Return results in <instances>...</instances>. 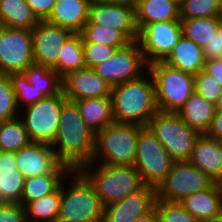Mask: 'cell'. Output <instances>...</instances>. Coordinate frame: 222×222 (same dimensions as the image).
Returning a JSON list of instances; mask_svg holds the SVG:
<instances>
[{
  "mask_svg": "<svg viewBox=\"0 0 222 222\" xmlns=\"http://www.w3.org/2000/svg\"><path fill=\"white\" fill-rule=\"evenodd\" d=\"M57 159L71 170L91 162L95 149V134L85 125L74 101L62 104L56 137L51 144Z\"/></svg>",
  "mask_w": 222,
  "mask_h": 222,
  "instance_id": "obj_1",
  "label": "cell"
},
{
  "mask_svg": "<svg viewBox=\"0 0 222 222\" xmlns=\"http://www.w3.org/2000/svg\"><path fill=\"white\" fill-rule=\"evenodd\" d=\"M147 74L112 87L114 122L148 126L150 119L159 111L154 80L148 70Z\"/></svg>",
  "mask_w": 222,
  "mask_h": 222,
  "instance_id": "obj_2",
  "label": "cell"
},
{
  "mask_svg": "<svg viewBox=\"0 0 222 222\" xmlns=\"http://www.w3.org/2000/svg\"><path fill=\"white\" fill-rule=\"evenodd\" d=\"M78 171L92 185L103 207L118 202L145 186L134 165H98L90 162L82 165Z\"/></svg>",
  "mask_w": 222,
  "mask_h": 222,
  "instance_id": "obj_3",
  "label": "cell"
},
{
  "mask_svg": "<svg viewBox=\"0 0 222 222\" xmlns=\"http://www.w3.org/2000/svg\"><path fill=\"white\" fill-rule=\"evenodd\" d=\"M65 179H70V183ZM102 221L103 205L92 185L78 170H71L61 182V204L57 222Z\"/></svg>",
  "mask_w": 222,
  "mask_h": 222,
  "instance_id": "obj_4",
  "label": "cell"
},
{
  "mask_svg": "<svg viewBox=\"0 0 222 222\" xmlns=\"http://www.w3.org/2000/svg\"><path fill=\"white\" fill-rule=\"evenodd\" d=\"M143 126L113 122L95 135L91 162L106 165H134L139 131Z\"/></svg>",
  "mask_w": 222,
  "mask_h": 222,
  "instance_id": "obj_5",
  "label": "cell"
},
{
  "mask_svg": "<svg viewBox=\"0 0 222 222\" xmlns=\"http://www.w3.org/2000/svg\"><path fill=\"white\" fill-rule=\"evenodd\" d=\"M155 84L156 104L160 112L178 113L195 92L194 76L163 61L148 65Z\"/></svg>",
  "mask_w": 222,
  "mask_h": 222,
  "instance_id": "obj_6",
  "label": "cell"
},
{
  "mask_svg": "<svg viewBox=\"0 0 222 222\" xmlns=\"http://www.w3.org/2000/svg\"><path fill=\"white\" fill-rule=\"evenodd\" d=\"M149 129L175 161H188L201 133L190 128L177 113L158 111L148 123Z\"/></svg>",
  "mask_w": 222,
  "mask_h": 222,
  "instance_id": "obj_7",
  "label": "cell"
},
{
  "mask_svg": "<svg viewBox=\"0 0 222 222\" xmlns=\"http://www.w3.org/2000/svg\"><path fill=\"white\" fill-rule=\"evenodd\" d=\"M175 160L148 126L138 135L134 167L140 173L145 186L157 188L170 172Z\"/></svg>",
  "mask_w": 222,
  "mask_h": 222,
  "instance_id": "obj_8",
  "label": "cell"
},
{
  "mask_svg": "<svg viewBox=\"0 0 222 222\" xmlns=\"http://www.w3.org/2000/svg\"><path fill=\"white\" fill-rule=\"evenodd\" d=\"M66 100L62 91L20 110L19 117L31 142L48 145L53 143L60 122L62 104Z\"/></svg>",
  "mask_w": 222,
  "mask_h": 222,
  "instance_id": "obj_9",
  "label": "cell"
},
{
  "mask_svg": "<svg viewBox=\"0 0 222 222\" xmlns=\"http://www.w3.org/2000/svg\"><path fill=\"white\" fill-rule=\"evenodd\" d=\"M214 181L189 161H175L156 188V199L180 202L194 192L209 188Z\"/></svg>",
  "mask_w": 222,
  "mask_h": 222,
  "instance_id": "obj_10",
  "label": "cell"
},
{
  "mask_svg": "<svg viewBox=\"0 0 222 222\" xmlns=\"http://www.w3.org/2000/svg\"><path fill=\"white\" fill-rule=\"evenodd\" d=\"M111 87L139 78L148 64L137 40L119 48L113 57L93 68ZM146 70V71H144Z\"/></svg>",
  "mask_w": 222,
  "mask_h": 222,
  "instance_id": "obj_11",
  "label": "cell"
},
{
  "mask_svg": "<svg viewBox=\"0 0 222 222\" xmlns=\"http://www.w3.org/2000/svg\"><path fill=\"white\" fill-rule=\"evenodd\" d=\"M33 64L32 32L0 27V75L23 73Z\"/></svg>",
  "mask_w": 222,
  "mask_h": 222,
  "instance_id": "obj_12",
  "label": "cell"
},
{
  "mask_svg": "<svg viewBox=\"0 0 222 222\" xmlns=\"http://www.w3.org/2000/svg\"><path fill=\"white\" fill-rule=\"evenodd\" d=\"M182 36L180 20L154 22L145 25L139 32L137 41L146 63L164 61Z\"/></svg>",
  "mask_w": 222,
  "mask_h": 222,
  "instance_id": "obj_13",
  "label": "cell"
},
{
  "mask_svg": "<svg viewBox=\"0 0 222 222\" xmlns=\"http://www.w3.org/2000/svg\"><path fill=\"white\" fill-rule=\"evenodd\" d=\"M17 170L25 179L46 174H69L71 169L56 157L51 145L31 142L15 153Z\"/></svg>",
  "mask_w": 222,
  "mask_h": 222,
  "instance_id": "obj_14",
  "label": "cell"
},
{
  "mask_svg": "<svg viewBox=\"0 0 222 222\" xmlns=\"http://www.w3.org/2000/svg\"><path fill=\"white\" fill-rule=\"evenodd\" d=\"M88 21L118 30L130 42L138 38L134 7L92 0L89 6Z\"/></svg>",
  "mask_w": 222,
  "mask_h": 222,
  "instance_id": "obj_15",
  "label": "cell"
},
{
  "mask_svg": "<svg viewBox=\"0 0 222 222\" xmlns=\"http://www.w3.org/2000/svg\"><path fill=\"white\" fill-rule=\"evenodd\" d=\"M31 32L34 64L53 69L64 43L73 33L47 21H39Z\"/></svg>",
  "mask_w": 222,
  "mask_h": 222,
  "instance_id": "obj_16",
  "label": "cell"
},
{
  "mask_svg": "<svg viewBox=\"0 0 222 222\" xmlns=\"http://www.w3.org/2000/svg\"><path fill=\"white\" fill-rule=\"evenodd\" d=\"M156 201V188L144 186L124 199L103 207L102 222H134L149 213Z\"/></svg>",
  "mask_w": 222,
  "mask_h": 222,
  "instance_id": "obj_17",
  "label": "cell"
},
{
  "mask_svg": "<svg viewBox=\"0 0 222 222\" xmlns=\"http://www.w3.org/2000/svg\"><path fill=\"white\" fill-rule=\"evenodd\" d=\"M64 97L70 101L111 98L112 87L92 68L69 73L62 79Z\"/></svg>",
  "mask_w": 222,
  "mask_h": 222,
  "instance_id": "obj_18",
  "label": "cell"
},
{
  "mask_svg": "<svg viewBox=\"0 0 222 222\" xmlns=\"http://www.w3.org/2000/svg\"><path fill=\"white\" fill-rule=\"evenodd\" d=\"M188 161L215 183H222V142L201 134Z\"/></svg>",
  "mask_w": 222,
  "mask_h": 222,
  "instance_id": "obj_19",
  "label": "cell"
},
{
  "mask_svg": "<svg viewBox=\"0 0 222 222\" xmlns=\"http://www.w3.org/2000/svg\"><path fill=\"white\" fill-rule=\"evenodd\" d=\"M199 222H213L222 208V185L213 183L179 202Z\"/></svg>",
  "mask_w": 222,
  "mask_h": 222,
  "instance_id": "obj_20",
  "label": "cell"
},
{
  "mask_svg": "<svg viewBox=\"0 0 222 222\" xmlns=\"http://www.w3.org/2000/svg\"><path fill=\"white\" fill-rule=\"evenodd\" d=\"M92 0H56L47 22L80 34L88 21L89 6Z\"/></svg>",
  "mask_w": 222,
  "mask_h": 222,
  "instance_id": "obj_21",
  "label": "cell"
},
{
  "mask_svg": "<svg viewBox=\"0 0 222 222\" xmlns=\"http://www.w3.org/2000/svg\"><path fill=\"white\" fill-rule=\"evenodd\" d=\"M205 61L203 48L182 35L177 45L163 62L195 76L205 68Z\"/></svg>",
  "mask_w": 222,
  "mask_h": 222,
  "instance_id": "obj_22",
  "label": "cell"
},
{
  "mask_svg": "<svg viewBox=\"0 0 222 222\" xmlns=\"http://www.w3.org/2000/svg\"><path fill=\"white\" fill-rule=\"evenodd\" d=\"M181 20L180 5L172 0H139L135 7L138 32L147 24Z\"/></svg>",
  "mask_w": 222,
  "mask_h": 222,
  "instance_id": "obj_23",
  "label": "cell"
},
{
  "mask_svg": "<svg viewBox=\"0 0 222 222\" xmlns=\"http://www.w3.org/2000/svg\"><path fill=\"white\" fill-rule=\"evenodd\" d=\"M215 113V105L194 92L177 113L192 129L206 134Z\"/></svg>",
  "mask_w": 222,
  "mask_h": 222,
  "instance_id": "obj_24",
  "label": "cell"
},
{
  "mask_svg": "<svg viewBox=\"0 0 222 222\" xmlns=\"http://www.w3.org/2000/svg\"><path fill=\"white\" fill-rule=\"evenodd\" d=\"M74 102L85 125L95 135L114 122L111 98H88Z\"/></svg>",
  "mask_w": 222,
  "mask_h": 222,
  "instance_id": "obj_25",
  "label": "cell"
},
{
  "mask_svg": "<svg viewBox=\"0 0 222 222\" xmlns=\"http://www.w3.org/2000/svg\"><path fill=\"white\" fill-rule=\"evenodd\" d=\"M38 22L25 0H0V27L31 31Z\"/></svg>",
  "mask_w": 222,
  "mask_h": 222,
  "instance_id": "obj_26",
  "label": "cell"
},
{
  "mask_svg": "<svg viewBox=\"0 0 222 222\" xmlns=\"http://www.w3.org/2000/svg\"><path fill=\"white\" fill-rule=\"evenodd\" d=\"M182 35L204 48L218 33L222 16L181 19Z\"/></svg>",
  "mask_w": 222,
  "mask_h": 222,
  "instance_id": "obj_27",
  "label": "cell"
},
{
  "mask_svg": "<svg viewBox=\"0 0 222 222\" xmlns=\"http://www.w3.org/2000/svg\"><path fill=\"white\" fill-rule=\"evenodd\" d=\"M86 68L81 34H72L64 43L58 64L53 68L63 79L69 73Z\"/></svg>",
  "mask_w": 222,
  "mask_h": 222,
  "instance_id": "obj_28",
  "label": "cell"
},
{
  "mask_svg": "<svg viewBox=\"0 0 222 222\" xmlns=\"http://www.w3.org/2000/svg\"><path fill=\"white\" fill-rule=\"evenodd\" d=\"M60 204L61 185L54 192L24 206L27 222H57Z\"/></svg>",
  "mask_w": 222,
  "mask_h": 222,
  "instance_id": "obj_29",
  "label": "cell"
},
{
  "mask_svg": "<svg viewBox=\"0 0 222 222\" xmlns=\"http://www.w3.org/2000/svg\"><path fill=\"white\" fill-rule=\"evenodd\" d=\"M23 73L28 82L46 97H52L62 92L61 76L49 67L33 64Z\"/></svg>",
  "mask_w": 222,
  "mask_h": 222,
  "instance_id": "obj_30",
  "label": "cell"
},
{
  "mask_svg": "<svg viewBox=\"0 0 222 222\" xmlns=\"http://www.w3.org/2000/svg\"><path fill=\"white\" fill-rule=\"evenodd\" d=\"M31 143L22 119L0 122V151L16 153Z\"/></svg>",
  "mask_w": 222,
  "mask_h": 222,
  "instance_id": "obj_31",
  "label": "cell"
},
{
  "mask_svg": "<svg viewBox=\"0 0 222 222\" xmlns=\"http://www.w3.org/2000/svg\"><path fill=\"white\" fill-rule=\"evenodd\" d=\"M67 175L68 174H46L25 179L21 204L25 206L28 202L54 192Z\"/></svg>",
  "mask_w": 222,
  "mask_h": 222,
  "instance_id": "obj_32",
  "label": "cell"
},
{
  "mask_svg": "<svg viewBox=\"0 0 222 222\" xmlns=\"http://www.w3.org/2000/svg\"><path fill=\"white\" fill-rule=\"evenodd\" d=\"M82 43H97L110 47L123 48L130 41L118 30L87 21L81 31Z\"/></svg>",
  "mask_w": 222,
  "mask_h": 222,
  "instance_id": "obj_33",
  "label": "cell"
},
{
  "mask_svg": "<svg viewBox=\"0 0 222 222\" xmlns=\"http://www.w3.org/2000/svg\"><path fill=\"white\" fill-rule=\"evenodd\" d=\"M25 177L18 170L0 171V203H20Z\"/></svg>",
  "mask_w": 222,
  "mask_h": 222,
  "instance_id": "obj_34",
  "label": "cell"
},
{
  "mask_svg": "<svg viewBox=\"0 0 222 222\" xmlns=\"http://www.w3.org/2000/svg\"><path fill=\"white\" fill-rule=\"evenodd\" d=\"M222 16V0H183L180 5V18Z\"/></svg>",
  "mask_w": 222,
  "mask_h": 222,
  "instance_id": "obj_35",
  "label": "cell"
},
{
  "mask_svg": "<svg viewBox=\"0 0 222 222\" xmlns=\"http://www.w3.org/2000/svg\"><path fill=\"white\" fill-rule=\"evenodd\" d=\"M8 76L12 89L16 94L17 105L20 110L46 98L43 93L38 92V90L28 82L24 73H11L8 74Z\"/></svg>",
  "mask_w": 222,
  "mask_h": 222,
  "instance_id": "obj_36",
  "label": "cell"
},
{
  "mask_svg": "<svg viewBox=\"0 0 222 222\" xmlns=\"http://www.w3.org/2000/svg\"><path fill=\"white\" fill-rule=\"evenodd\" d=\"M8 75H0V122L16 118L20 114Z\"/></svg>",
  "mask_w": 222,
  "mask_h": 222,
  "instance_id": "obj_37",
  "label": "cell"
},
{
  "mask_svg": "<svg viewBox=\"0 0 222 222\" xmlns=\"http://www.w3.org/2000/svg\"><path fill=\"white\" fill-rule=\"evenodd\" d=\"M154 208L158 215V222H199L179 202L156 199Z\"/></svg>",
  "mask_w": 222,
  "mask_h": 222,
  "instance_id": "obj_38",
  "label": "cell"
},
{
  "mask_svg": "<svg viewBox=\"0 0 222 222\" xmlns=\"http://www.w3.org/2000/svg\"><path fill=\"white\" fill-rule=\"evenodd\" d=\"M195 92L214 105L222 92L220 83L204 69L194 76Z\"/></svg>",
  "mask_w": 222,
  "mask_h": 222,
  "instance_id": "obj_39",
  "label": "cell"
},
{
  "mask_svg": "<svg viewBox=\"0 0 222 222\" xmlns=\"http://www.w3.org/2000/svg\"><path fill=\"white\" fill-rule=\"evenodd\" d=\"M84 52V62L86 68H94L98 64L109 60L114 56L116 51L119 49L117 47H110L107 45L97 44V43H82Z\"/></svg>",
  "mask_w": 222,
  "mask_h": 222,
  "instance_id": "obj_40",
  "label": "cell"
},
{
  "mask_svg": "<svg viewBox=\"0 0 222 222\" xmlns=\"http://www.w3.org/2000/svg\"><path fill=\"white\" fill-rule=\"evenodd\" d=\"M0 222H27L24 206L20 203H0Z\"/></svg>",
  "mask_w": 222,
  "mask_h": 222,
  "instance_id": "obj_41",
  "label": "cell"
},
{
  "mask_svg": "<svg viewBox=\"0 0 222 222\" xmlns=\"http://www.w3.org/2000/svg\"><path fill=\"white\" fill-rule=\"evenodd\" d=\"M39 21H46L51 15L56 0H25Z\"/></svg>",
  "mask_w": 222,
  "mask_h": 222,
  "instance_id": "obj_42",
  "label": "cell"
},
{
  "mask_svg": "<svg viewBox=\"0 0 222 222\" xmlns=\"http://www.w3.org/2000/svg\"><path fill=\"white\" fill-rule=\"evenodd\" d=\"M206 135L212 139L222 142V111L215 110L211 126Z\"/></svg>",
  "mask_w": 222,
  "mask_h": 222,
  "instance_id": "obj_43",
  "label": "cell"
},
{
  "mask_svg": "<svg viewBox=\"0 0 222 222\" xmlns=\"http://www.w3.org/2000/svg\"><path fill=\"white\" fill-rule=\"evenodd\" d=\"M203 50L206 61L222 58V50H220L218 33L214 35V38L203 48Z\"/></svg>",
  "mask_w": 222,
  "mask_h": 222,
  "instance_id": "obj_44",
  "label": "cell"
},
{
  "mask_svg": "<svg viewBox=\"0 0 222 222\" xmlns=\"http://www.w3.org/2000/svg\"><path fill=\"white\" fill-rule=\"evenodd\" d=\"M204 70L213 76L222 87V58L205 61Z\"/></svg>",
  "mask_w": 222,
  "mask_h": 222,
  "instance_id": "obj_45",
  "label": "cell"
},
{
  "mask_svg": "<svg viewBox=\"0 0 222 222\" xmlns=\"http://www.w3.org/2000/svg\"><path fill=\"white\" fill-rule=\"evenodd\" d=\"M15 153L0 151V171H16Z\"/></svg>",
  "mask_w": 222,
  "mask_h": 222,
  "instance_id": "obj_46",
  "label": "cell"
},
{
  "mask_svg": "<svg viewBox=\"0 0 222 222\" xmlns=\"http://www.w3.org/2000/svg\"><path fill=\"white\" fill-rule=\"evenodd\" d=\"M134 222H158V215L155 208L146 215L139 217Z\"/></svg>",
  "mask_w": 222,
  "mask_h": 222,
  "instance_id": "obj_47",
  "label": "cell"
},
{
  "mask_svg": "<svg viewBox=\"0 0 222 222\" xmlns=\"http://www.w3.org/2000/svg\"><path fill=\"white\" fill-rule=\"evenodd\" d=\"M101 1L116 3V4H124L135 8L139 0H101Z\"/></svg>",
  "mask_w": 222,
  "mask_h": 222,
  "instance_id": "obj_48",
  "label": "cell"
},
{
  "mask_svg": "<svg viewBox=\"0 0 222 222\" xmlns=\"http://www.w3.org/2000/svg\"><path fill=\"white\" fill-rule=\"evenodd\" d=\"M215 110L222 111V92L220 96L218 97L217 102L215 103Z\"/></svg>",
  "mask_w": 222,
  "mask_h": 222,
  "instance_id": "obj_49",
  "label": "cell"
},
{
  "mask_svg": "<svg viewBox=\"0 0 222 222\" xmlns=\"http://www.w3.org/2000/svg\"><path fill=\"white\" fill-rule=\"evenodd\" d=\"M218 37H219V43H220V50H222V22L220 23V26H219Z\"/></svg>",
  "mask_w": 222,
  "mask_h": 222,
  "instance_id": "obj_50",
  "label": "cell"
},
{
  "mask_svg": "<svg viewBox=\"0 0 222 222\" xmlns=\"http://www.w3.org/2000/svg\"><path fill=\"white\" fill-rule=\"evenodd\" d=\"M213 222H222V208H221L219 214L213 220Z\"/></svg>",
  "mask_w": 222,
  "mask_h": 222,
  "instance_id": "obj_51",
  "label": "cell"
},
{
  "mask_svg": "<svg viewBox=\"0 0 222 222\" xmlns=\"http://www.w3.org/2000/svg\"><path fill=\"white\" fill-rule=\"evenodd\" d=\"M172 1L176 2L178 5H181L183 2V0H172Z\"/></svg>",
  "mask_w": 222,
  "mask_h": 222,
  "instance_id": "obj_52",
  "label": "cell"
}]
</instances>
